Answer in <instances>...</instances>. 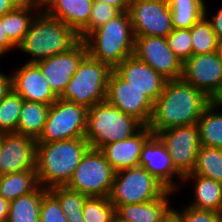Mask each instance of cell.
<instances>
[{
	"mask_svg": "<svg viewBox=\"0 0 222 222\" xmlns=\"http://www.w3.org/2000/svg\"><path fill=\"white\" fill-rule=\"evenodd\" d=\"M211 102L202 91L182 78L167 80L154 102L148 127L156 135L172 127L196 124Z\"/></svg>",
	"mask_w": 222,
	"mask_h": 222,
	"instance_id": "cell-1",
	"label": "cell"
},
{
	"mask_svg": "<svg viewBox=\"0 0 222 222\" xmlns=\"http://www.w3.org/2000/svg\"><path fill=\"white\" fill-rule=\"evenodd\" d=\"M89 148L85 137L36 143L35 170L39 185L47 190L66 186Z\"/></svg>",
	"mask_w": 222,
	"mask_h": 222,
	"instance_id": "cell-2",
	"label": "cell"
},
{
	"mask_svg": "<svg viewBox=\"0 0 222 222\" xmlns=\"http://www.w3.org/2000/svg\"><path fill=\"white\" fill-rule=\"evenodd\" d=\"M38 13L17 46L20 51L33 56L28 63H36L53 55L65 53L80 41L78 34L61 20L44 11Z\"/></svg>",
	"mask_w": 222,
	"mask_h": 222,
	"instance_id": "cell-3",
	"label": "cell"
},
{
	"mask_svg": "<svg viewBox=\"0 0 222 222\" xmlns=\"http://www.w3.org/2000/svg\"><path fill=\"white\" fill-rule=\"evenodd\" d=\"M87 53L112 69L134 55L135 35L128 11L92 31L84 40Z\"/></svg>",
	"mask_w": 222,
	"mask_h": 222,
	"instance_id": "cell-4",
	"label": "cell"
},
{
	"mask_svg": "<svg viewBox=\"0 0 222 222\" xmlns=\"http://www.w3.org/2000/svg\"><path fill=\"white\" fill-rule=\"evenodd\" d=\"M142 127L134 117L103 101L88 109L85 139L90 148L100 150L104 145L133 136Z\"/></svg>",
	"mask_w": 222,
	"mask_h": 222,
	"instance_id": "cell-5",
	"label": "cell"
},
{
	"mask_svg": "<svg viewBox=\"0 0 222 222\" xmlns=\"http://www.w3.org/2000/svg\"><path fill=\"white\" fill-rule=\"evenodd\" d=\"M112 70L107 63L98 61L87 53L59 98L87 109L106 101L108 79Z\"/></svg>",
	"mask_w": 222,
	"mask_h": 222,
	"instance_id": "cell-6",
	"label": "cell"
},
{
	"mask_svg": "<svg viewBox=\"0 0 222 222\" xmlns=\"http://www.w3.org/2000/svg\"><path fill=\"white\" fill-rule=\"evenodd\" d=\"M169 189L142 166L115 173L109 200L116 207L148 202L162 197Z\"/></svg>",
	"mask_w": 222,
	"mask_h": 222,
	"instance_id": "cell-7",
	"label": "cell"
},
{
	"mask_svg": "<svg viewBox=\"0 0 222 222\" xmlns=\"http://www.w3.org/2000/svg\"><path fill=\"white\" fill-rule=\"evenodd\" d=\"M115 173L99 149L89 148L66 187L88 197H109Z\"/></svg>",
	"mask_w": 222,
	"mask_h": 222,
	"instance_id": "cell-8",
	"label": "cell"
},
{
	"mask_svg": "<svg viewBox=\"0 0 222 222\" xmlns=\"http://www.w3.org/2000/svg\"><path fill=\"white\" fill-rule=\"evenodd\" d=\"M85 106L58 98L50 105L47 120L37 143L85 137L87 129Z\"/></svg>",
	"mask_w": 222,
	"mask_h": 222,
	"instance_id": "cell-9",
	"label": "cell"
},
{
	"mask_svg": "<svg viewBox=\"0 0 222 222\" xmlns=\"http://www.w3.org/2000/svg\"><path fill=\"white\" fill-rule=\"evenodd\" d=\"M156 136L166 147L176 171L182 177L191 173L201 146L197 123L165 129Z\"/></svg>",
	"mask_w": 222,
	"mask_h": 222,
	"instance_id": "cell-10",
	"label": "cell"
},
{
	"mask_svg": "<svg viewBox=\"0 0 222 222\" xmlns=\"http://www.w3.org/2000/svg\"><path fill=\"white\" fill-rule=\"evenodd\" d=\"M128 12L135 36L166 38L173 30L167 0H132Z\"/></svg>",
	"mask_w": 222,
	"mask_h": 222,
	"instance_id": "cell-11",
	"label": "cell"
},
{
	"mask_svg": "<svg viewBox=\"0 0 222 222\" xmlns=\"http://www.w3.org/2000/svg\"><path fill=\"white\" fill-rule=\"evenodd\" d=\"M181 78L213 101L222 91V60L218 51L190 56L182 65Z\"/></svg>",
	"mask_w": 222,
	"mask_h": 222,
	"instance_id": "cell-12",
	"label": "cell"
},
{
	"mask_svg": "<svg viewBox=\"0 0 222 222\" xmlns=\"http://www.w3.org/2000/svg\"><path fill=\"white\" fill-rule=\"evenodd\" d=\"M106 101L124 114L134 117L143 126L150 123L154 102L123 80L114 70L108 79Z\"/></svg>",
	"mask_w": 222,
	"mask_h": 222,
	"instance_id": "cell-13",
	"label": "cell"
},
{
	"mask_svg": "<svg viewBox=\"0 0 222 222\" xmlns=\"http://www.w3.org/2000/svg\"><path fill=\"white\" fill-rule=\"evenodd\" d=\"M134 55L167 80L182 77L183 63L172 52L165 37L135 36Z\"/></svg>",
	"mask_w": 222,
	"mask_h": 222,
	"instance_id": "cell-14",
	"label": "cell"
},
{
	"mask_svg": "<svg viewBox=\"0 0 222 222\" xmlns=\"http://www.w3.org/2000/svg\"><path fill=\"white\" fill-rule=\"evenodd\" d=\"M36 139L17 133L0 134L2 175L35 170Z\"/></svg>",
	"mask_w": 222,
	"mask_h": 222,
	"instance_id": "cell-15",
	"label": "cell"
},
{
	"mask_svg": "<svg viewBox=\"0 0 222 222\" xmlns=\"http://www.w3.org/2000/svg\"><path fill=\"white\" fill-rule=\"evenodd\" d=\"M86 54V43L80 40L69 51L36 62L52 91L58 97L65 91L78 64Z\"/></svg>",
	"mask_w": 222,
	"mask_h": 222,
	"instance_id": "cell-16",
	"label": "cell"
},
{
	"mask_svg": "<svg viewBox=\"0 0 222 222\" xmlns=\"http://www.w3.org/2000/svg\"><path fill=\"white\" fill-rule=\"evenodd\" d=\"M123 80L132 87L147 95L153 102L163 92L167 81L160 73L151 66L132 55L123 60L113 69Z\"/></svg>",
	"mask_w": 222,
	"mask_h": 222,
	"instance_id": "cell-17",
	"label": "cell"
},
{
	"mask_svg": "<svg viewBox=\"0 0 222 222\" xmlns=\"http://www.w3.org/2000/svg\"><path fill=\"white\" fill-rule=\"evenodd\" d=\"M12 77V89L25 101L51 105L59 97L52 91L36 63H26Z\"/></svg>",
	"mask_w": 222,
	"mask_h": 222,
	"instance_id": "cell-18",
	"label": "cell"
},
{
	"mask_svg": "<svg viewBox=\"0 0 222 222\" xmlns=\"http://www.w3.org/2000/svg\"><path fill=\"white\" fill-rule=\"evenodd\" d=\"M139 166L148 170L169 190L179 188L173 177L176 174L182 180V176L176 171L166 147L156 135H152L143 145Z\"/></svg>",
	"mask_w": 222,
	"mask_h": 222,
	"instance_id": "cell-19",
	"label": "cell"
},
{
	"mask_svg": "<svg viewBox=\"0 0 222 222\" xmlns=\"http://www.w3.org/2000/svg\"><path fill=\"white\" fill-rule=\"evenodd\" d=\"M153 135L148 126H143L133 136L104 145L100 151L115 172L139 166L141 150Z\"/></svg>",
	"mask_w": 222,
	"mask_h": 222,
	"instance_id": "cell-20",
	"label": "cell"
},
{
	"mask_svg": "<svg viewBox=\"0 0 222 222\" xmlns=\"http://www.w3.org/2000/svg\"><path fill=\"white\" fill-rule=\"evenodd\" d=\"M168 190L162 197L148 202L125 204L115 207V220L120 222H162L173 209L169 205Z\"/></svg>",
	"mask_w": 222,
	"mask_h": 222,
	"instance_id": "cell-21",
	"label": "cell"
},
{
	"mask_svg": "<svg viewBox=\"0 0 222 222\" xmlns=\"http://www.w3.org/2000/svg\"><path fill=\"white\" fill-rule=\"evenodd\" d=\"M94 0H56L46 11L61 20L77 34L88 24Z\"/></svg>",
	"mask_w": 222,
	"mask_h": 222,
	"instance_id": "cell-22",
	"label": "cell"
},
{
	"mask_svg": "<svg viewBox=\"0 0 222 222\" xmlns=\"http://www.w3.org/2000/svg\"><path fill=\"white\" fill-rule=\"evenodd\" d=\"M195 180V200L189 207L198 210H213L222 214V183L197 174H187L182 181Z\"/></svg>",
	"mask_w": 222,
	"mask_h": 222,
	"instance_id": "cell-23",
	"label": "cell"
},
{
	"mask_svg": "<svg viewBox=\"0 0 222 222\" xmlns=\"http://www.w3.org/2000/svg\"><path fill=\"white\" fill-rule=\"evenodd\" d=\"M46 191L39 185L33 192L11 200L6 222H39L42 196Z\"/></svg>",
	"mask_w": 222,
	"mask_h": 222,
	"instance_id": "cell-24",
	"label": "cell"
},
{
	"mask_svg": "<svg viewBox=\"0 0 222 222\" xmlns=\"http://www.w3.org/2000/svg\"><path fill=\"white\" fill-rule=\"evenodd\" d=\"M49 108L50 105L24 100L16 133L37 140L44 129Z\"/></svg>",
	"mask_w": 222,
	"mask_h": 222,
	"instance_id": "cell-25",
	"label": "cell"
},
{
	"mask_svg": "<svg viewBox=\"0 0 222 222\" xmlns=\"http://www.w3.org/2000/svg\"><path fill=\"white\" fill-rule=\"evenodd\" d=\"M173 29H190L205 16L204 0H167Z\"/></svg>",
	"mask_w": 222,
	"mask_h": 222,
	"instance_id": "cell-26",
	"label": "cell"
},
{
	"mask_svg": "<svg viewBox=\"0 0 222 222\" xmlns=\"http://www.w3.org/2000/svg\"><path fill=\"white\" fill-rule=\"evenodd\" d=\"M38 186L36 170L9 173L0 177V195L9 202L33 192Z\"/></svg>",
	"mask_w": 222,
	"mask_h": 222,
	"instance_id": "cell-27",
	"label": "cell"
},
{
	"mask_svg": "<svg viewBox=\"0 0 222 222\" xmlns=\"http://www.w3.org/2000/svg\"><path fill=\"white\" fill-rule=\"evenodd\" d=\"M212 101L197 122L201 146L222 149V112ZM216 110V111H215Z\"/></svg>",
	"mask_w": 222,
	"mask_h": 222,
	"instance_id": "cell-28",
	"label": "cell"
},
{
	"mask_svg": "<svg viewBox=\"0 0 222 222\" xmlns=\"http://www.w3.org/2000/svg\"><path fill=\"white\" fill-rule=\"evenodd\" d=\"M34 9L32 5L24 0L15 9L4 14V32L16 47L28 32L31 22L35 17L31 15Z\"/></svg>",
	"mask_w": 222,
	"mask_h": 222,
	"instance_id": "cell-29",
	"label": "cell"
},
{
	"mask_svg": "<svg viewBox=\"0 0 222 222\" xmlns=\"http://www.w3.org/2000/svg\"><path fill=\"white\" fill-rule=\"evenodd\" d=\"M190 174L201 175L222 183V149L200 146Z\"/></svg>",
	"mask_w": 222,
	"mask_h": 222,
	"instance_id": "cell-30",
	"label": "cell"
},
{
	"mask_svg": "<svg viewBox=\"0 0 222 222\" xmlns=\"http://www.w3.org/2000/svg\"><path fill=\"white\" fill-rule=\"evenodd\" d=\"M205 16L190 28L192 55L210 54L218 51L219 41Z\"/></svg>",
	"mask_w": 222,
	"mask_h": 222,
	"instance_id": "cell-31",
	"label": "cell"
},
{
	"mask_svg": "<svg viewBox=\"0 0 222 222\" xmlns=\"http://www.w3.org/2000/svg\"><path fill=\"white\" fill-rule=\"evenodd\" d=\"M48 191L59 201L67 222H84L82 210L87 195L66 186L53 187Z\"/></svg>",
	"mask_w": 222,
	"mask_h": 222,
	"instance_id": "cell-32",
	"label": "cell"
},
{
	"mask_svg": "<svg viewBox=\"0 0 222 222\" xmlns=\"http://www.w3.org/2000/svg\"><path fill=\"white\" fill-rule=\"evenodd\" d=\"M23 102L13 89L0 101V134L16 133Z\"/></svg>",
	"mask_w": 222,
	"mask_h": 222,
	"instance_id": "cell-33",
	"label": "cell"
},
{
	"mask_svg": "<svg viewBox=\"0 0 222 222\" xmlns=\"http://www.w3.org/2000/svg\"><path fill=\"white\" fill-rule=\"evenodd\" d=\"M82 216L84 222H114L115 207L111 204L109 197H87Z\"/></svg>",
	"mask_w": 222,
	"mask_h": 222,
	"instance_id": "cell-34",
	"label": "cell"
},
{
	"mask_svg": "<svg viewBox=\"0 0 222 222\" xmlns=\"http://www.w3.org/2000/svg\"><path fill=\"white\" fill-rule=\"evenodd\" d=\"M121 11L106 2L95 1L92 4L88 24L78 33L80 40H84L92 31L115 18Z\"/></svg>",
	"mask_w": 222,
	"mask_h": 222,
	"instance_id": "cell-35",
	"label": "cell"
},
{
	"mask_svg": "<svg viewBox=\"0 0 222 222\" xmlns=\"http://www.w3.org/2000/svg\"><path fill=\"white\" fill-rule=\"evenodd\" d=\"M166 39L170 49L182 63L192 56L190 29H173Z\"/></svg>",
	"mask_w": 222,
	"mask_h": 222,
	"instance_id": "cell-36",
	"label": "cell"
},
{
	"mask_svg": "<svg viewBox=\"0 0 222 222\" xmlns=\"http://www.w3.org/2000/svg\"><path fill=\"white\" fill-rule=\"evenodd\" d=\"M39 222H67L59 201L48 190L42 196Z\"/></svg>",
	"mask_w": 222,
	"mask_h": 222,
	"instance_id": "cell-37",
	"label": "cell"
},
{
	"mask_svg": "<svg viewBox=\"0 0 222 222\" xmlns=\"http://www.w3.org/2000/svg\"><path fill=\"white\" fill-rule=\"evenodd\" d=\"M179 217L180 222H222V214L213 210H198L185 207L179 212L172 209Z\"/></svg>",
	"mask_w": 222,
	"mask_h": 222,
	"instance_id": "cell-38",
	"label": "cell"
},
{
	"mask_svg": "<svg viewBox=\"0 0 222 222\" xmlns=\"http://www.w3.org/2000/svg\"><path fill=\"white\" fill-rule=\"evenodd\" d=\"M16 48V46L9 40L4 32V15L0 17V51L5 54L8 50Z\"/></svg>",
	"mask_w": 222,
	"mask_h": 222,
	"instance_id": "cell-39",
	"label": "cell"
},
{
	"mask_svg": "<svg viewBox=\"0 0 222 222\" xmlns=\"http://www.w3.org/2000/svg\"><path fill=\"white\" fill-rule=\"evenodd\" d=\"M209 23L211 24L219 43L222 42V7L219 9L217 14L212 16V21L209 20Z\"/></svg>",
	"mask_w": 222,
	"mask_h": 222,
	"instance_id": "cell-40",
	"label": "cell"
},
{
	"mask_svg": "<svg viewBox=\"0 0 222 222\" xmlns=\"http://www.w3.org/2000/svg\"><path fill=\"white\" fill-rule=\"evenodd\" d=\"M12 89V77L0 72V101Z\"/></svg>",
	"mask_w": 222,
	"mask_h": 222,
	"instance_id": "cell-41",
	"label": "cell"
},
{
	"mask_svg": "<svg viewBox=\"0 0 222 222\" xmlns=\"http://www.w3.org/2000/svg\"><path fill=\"white\" fill-rule=\"evenodd\" d=\"M28 4L32 5L38 12H46L56 0H25ZM42 9V10H41Z\"/></svg>",
	"mask_w": 222,
	"mask_h": 222,
	"instance_id": "cell-42",
	"label": "cell"
},
{
	"mask_svg": "<svg viewBox=\"0 0 222 222\" xmlns=\"http://www.w3.org/2000/svg\"><path fill=\"white\" fill-rule=\"evenodd\" d=\"M24 0H0V17L15 9Z\"/></svg>",
	"mask_w": 222,
	"mask_h": 222,
	"instance_id": "cell-43",
	"label": "cell"
},
{
	"mask_svg": "<svg viewBox=\"0 0 222 222\" xmlns=\"http://www.w3.org/2000/svg\"><path fill=\"white\" fill-rule=\"evenodd\" d=\"M100 2H106L109 5H112L118 8L121 12L128 11L132 0H95Z\"/></svg>",
	"mask_w": 222,
	"mask_h": 222,
	"instance_id": "cell-44",
	"label": "cell"
},
{
	"mask_svg": "<svg viewBox=\"0 0 222 222\" xmlns=\"http://www.w3.org/2000/svg\"><path fill=\"white\" fill-rule=\"evenodd\" d=\"M10 202L0 195V221L6 222L9 213Z\"/></svg>",
	"mask_w": 222,
	"mask_h": 222,
	"instance_id": "cell-45",
	"label": "cell"
},
{
	"mask_svg": "<svg viewBox=\"0 0 222 222\" xmlns=\"http://www.w3.org/2000/svg\"><path fill=\"white\" fill-rule=\"evenodd\" d=\"M162 222H180L178 215L171 210Z\"/></svg>",
	"mask_w": 222,
	"mask_h": 222,
	"instance_id": "cell-46",
	"label": "cell"
},
{
	"mask_svg": "<svg viewBox=\"0 0 222 222\" xmlns=\"http://www.w3.org/2000/svg\"><path fill=\"white\" fill-rule=\"evenodd\" d=\"M217 106H222V91L220 94L213 100Z\"/></svg>",
	"mask_w": 222,
	"mask_h": 222,
	"instance_id": "cell-47",
	"label": "cell"
},
{
	"mask_svg": "<svg viewBox=\"0 0 222 222\" xmlns=\"http://www.w3.org/2000/svg\"><path fill=\"white\" fill-rule=\"evenodd\" d=\"M218 53L220 55V58L222 60V42L219 43V46H218Z\"/></svg>",
	"mask_w": 222,
	"mask_h": 222,
	"instance_id": "cell-48",
	"label": "cell"
},
{
	"mask_svg": "<svg viewBox=\"0 0 222 222\" xmlns=\"http://www.w3.org/2000/svg\"><path fill=\"white\" fill-rule=\"evenodd\" d=\"M2 176L1 166H0V177Z\"/></svg>",
	"mask_w": 222,
	"mask_h": 222,
	"instance_id": "cell-49",
	"label": "cell"
}]
</instances>
